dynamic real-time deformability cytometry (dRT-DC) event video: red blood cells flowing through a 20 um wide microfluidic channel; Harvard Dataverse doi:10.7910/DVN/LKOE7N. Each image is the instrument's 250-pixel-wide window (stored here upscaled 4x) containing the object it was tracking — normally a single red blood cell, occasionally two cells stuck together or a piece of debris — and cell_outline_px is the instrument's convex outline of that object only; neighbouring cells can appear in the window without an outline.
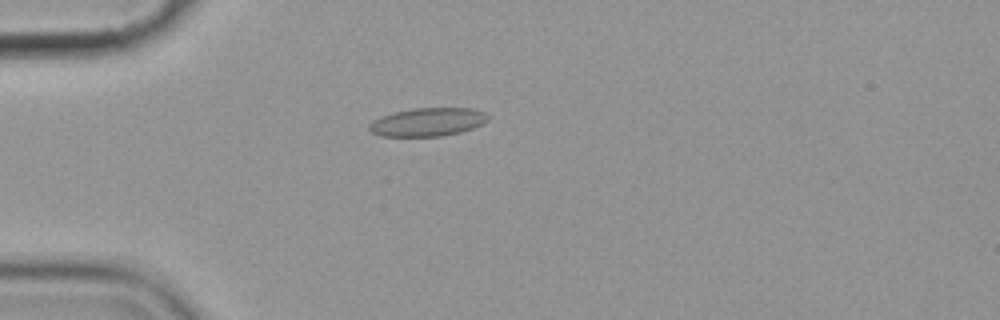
{"species": "common noctule bat (a hibernating species)", "species_latin": "Nyctalus noctula", "temperature_condition": "cold", "stored_images_in_passage": 7, "camera_frame_rate_fps": 3000, "um_per_image_px": 0.085, "animal": {"sex": "female", "body_mass_g": 19.9}, "frame": {"image": 1, "passage_image": 5, "time_ms": 5.0, "image_size_px": [1000, 320], "cell_outline_px": [[488, 120], [472, 128], [460, 132], [444, 136], [380, 136], [372, 132], [368, 128], [368, 124], [372, 120], [380, 116], [392, 112], [412, 108], [472, 108], [484, 112], [488, 116]], "centroid_in_image_um": [36.3, 10.36], "position_along_channel_um": 48.7, "area_um2": 19.71}}
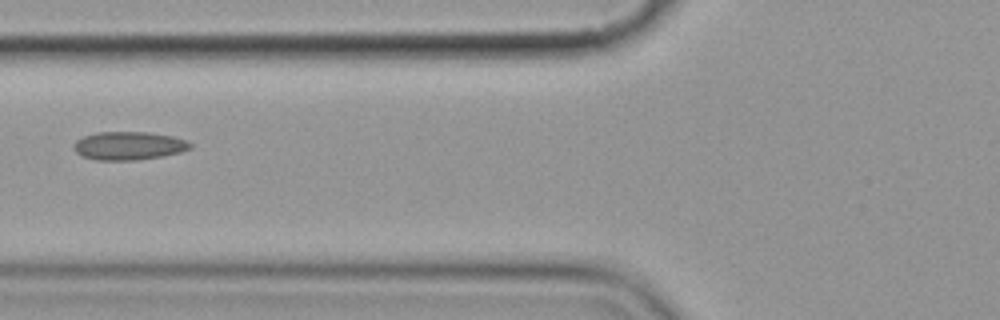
{"frame": {"image": 2, "passage_image": 7, "time_ms": 7.333, "image_size_px": [1000, 320], "cell_outline_px": [[192, 148], [180, 152], [164, 156], [136, 160], [96, 160], [80, 156], [72, 148], [72, 144], [76, 140], [84, 136], [96, 132], [148, 132], [172, 136], [188, 140], [192, 144]], "centroid_in_image_um": [10.93, 12.39], "position_along_channel_um": 114.9, "area_um2": 19.48}}